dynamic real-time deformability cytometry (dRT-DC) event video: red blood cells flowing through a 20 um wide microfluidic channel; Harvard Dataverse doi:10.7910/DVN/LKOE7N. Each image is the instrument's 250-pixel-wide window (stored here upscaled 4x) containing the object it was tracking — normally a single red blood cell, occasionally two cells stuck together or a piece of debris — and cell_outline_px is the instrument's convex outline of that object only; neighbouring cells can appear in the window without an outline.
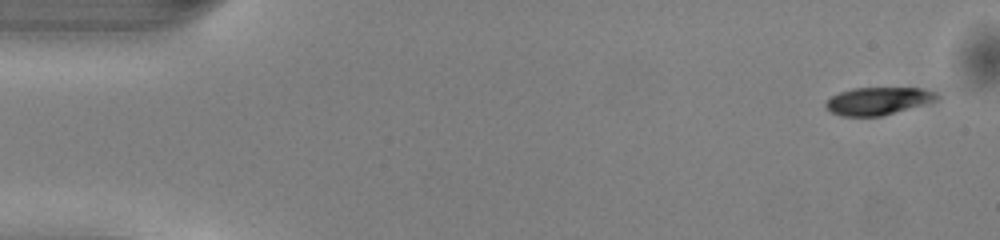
{"species": "common noctule bat (a hibernating species)", "species_latin": "Nyctalus noctula", "temperature_condition": "warm", "stored_images_in_passage": 49, "camera_frame_rate_fps": 3000, "um_per_image_px": 0.085, "animal": {"sex": "male", "body_mass_g": 13.0, "forearm_length_mm": 53.1}, "frame": {"image": 1, "passage_image": 1, "time_ms": 0.0, "image_size_px": [1000, 240], "cell_outline_px": [[940, 100], [880, 116], [840, 116], [828, 112], [824, 104], [832, 96], [840, 92], [852, 88], [920, 88], [936, 92], [940, 96]], "centroid_in_image_um": [74.64, 8.58], "position_along_channel_um": 10.4, "area_um2": 17.98}}
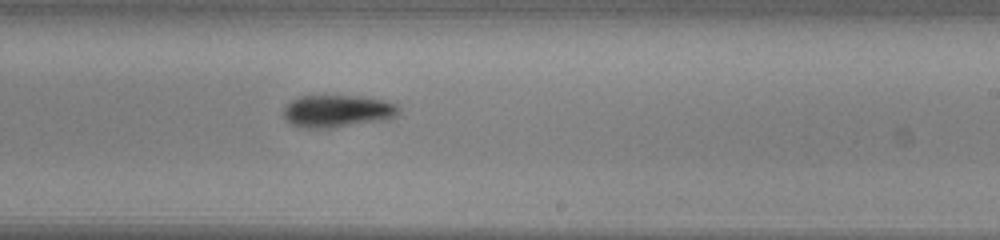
{"frame": {"image": 2, "passage_image": 29, "time_ms": 9.333, "image_size_px": [1000, 240], "cell_outline_px": [[400, 112], [396, 116], [388, 120], [332, 128], [308, 128], [292, 124], [284, 120], [284, 108], [292, 100], [300, 96], [364, 96], [384, 100], [396, 104], [400, 108]], "centroid_in_image_um": [28.73, 9.45], "position_along_channel_um": 260.3, "area_um2": 21.96}}
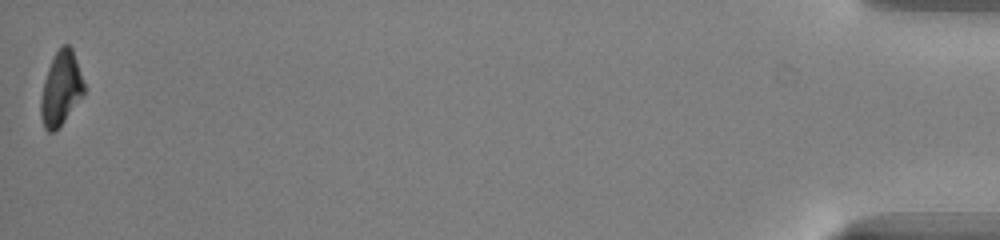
{"frame": {"image": 3, "passage_image": 49, "time_ms": 16.0, "image_size_px": [1000, 240], "cell_outline_px": [[84, 96], [64, 120], [52, 132], [48, 132], [44, 128], [40, 116], [40, 96], [44, 80], [48, 68], [60, 44], [68, 44], [72, 48], [84, 84]], "centroid_in_image_um": [5.16, 7.52], "position_along_channel_um": 430.0, "area_um2": 18.5}, "authors_computed_cell_mechanics": {"area_um2": 20.5768, "velocity_mm_per_s": 4.0729, "shape_relaxation_time_tau1_ms": 1.7163, "shape_relaxation_time_tau2_ms": null, "deformation_change_tau1": 0.1335, "deformation_change_tau2": null}}